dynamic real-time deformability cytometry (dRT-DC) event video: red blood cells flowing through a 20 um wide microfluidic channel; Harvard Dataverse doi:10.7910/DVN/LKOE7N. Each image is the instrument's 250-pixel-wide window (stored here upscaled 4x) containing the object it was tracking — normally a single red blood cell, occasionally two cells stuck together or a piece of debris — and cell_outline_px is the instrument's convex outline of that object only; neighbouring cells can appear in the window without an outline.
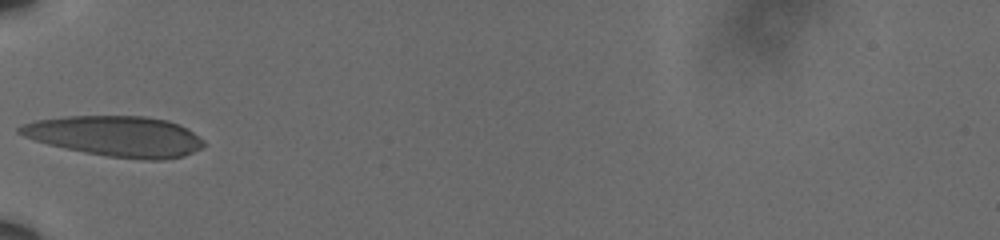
{"species": "human", "species_latin": "Homo sapiens", "temperature_condition": "cold", "stored_images_in_passage": 37, "camera_frame_rate_fps": 3000, "um_per_image_px": 0.085, "donor": {"sex": "male"}, "frame": {"image": 1, "passage_image": 1, "time_ms": 0.0, "image_size_px": [1000, 240], "cell_outline_px": [[204, 144], [200, 148], [184, 156], [164, 160], [144, 160], [108, 156], [84, 152], [48, 144], [24, 136], [16, 132], [16, 128], [24, 124], [36, 120], [68, 116], [144, 116], [168, 120], [180, 124], [188, 128], [204, 140]], "centroid_in_image_um": [9.87, 11.57], "position_along_channel_um": 75.1, "area_um2": 43.41}}
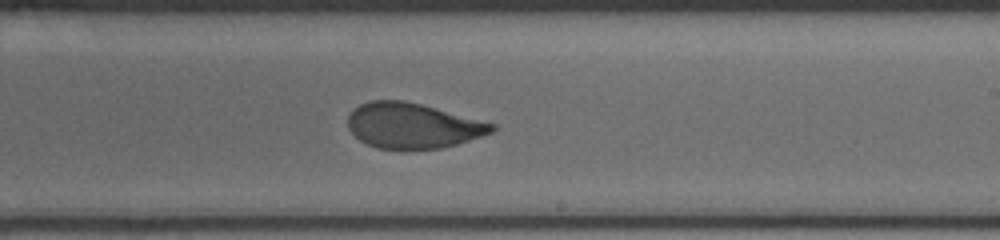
{"frame": {"image": 2, "passage_image": 16, "time_ms": 5.0, "image_size_px": [1000, 240], "cell_outline_px": [[496, 128], [492, 132], [456, 144], [440, 148], [404, 152], [376, 148], [360, 140], [348, 128], [348, 116], [360, 104], [372, 100], [404, 100], [420, 104], [496, 124]], "centroid_in_image_um": [35.05, 10.72], "position_along_channel_um": 253.9, "area_um2": 38.26}}
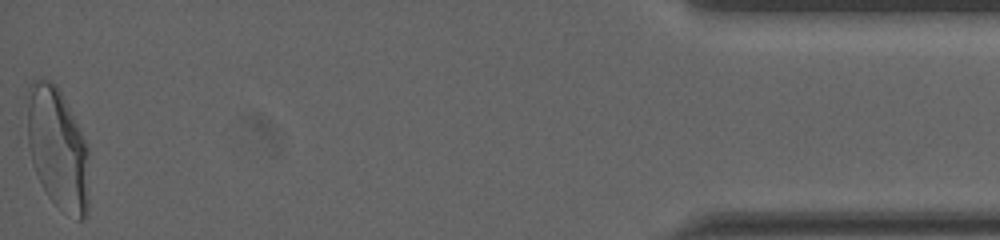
{"frame": {"image": 3, "passage_image": 37, "time_ms": 12.0, "image_size_px": [1000, 240], "cell_outline_px": [[88, 212], [84, 220], [76, 220], [56, 204], [48, 196], [32, 164], [28, 144], [24, 96], [28, 84], [32, 80], [40, 76], [56, 84], [80, 128], [88, 148]], "centroid_in_image_um": [4.86, 12.54], "position_along_channel_um": 430.3, "area_um2": 44.8}, "authors_computed_cell_mechanics": {"area_um2": 39.6508, "velocity_mm_per_s": 3.604, "shape_relaxation_time_tau1_ms": 5.7914, "shape_relaxation_time_tau2_ms": 1.2167, "deformation_change_tau1": 0.1941, "deformation_change_tau2": 0.0665}}